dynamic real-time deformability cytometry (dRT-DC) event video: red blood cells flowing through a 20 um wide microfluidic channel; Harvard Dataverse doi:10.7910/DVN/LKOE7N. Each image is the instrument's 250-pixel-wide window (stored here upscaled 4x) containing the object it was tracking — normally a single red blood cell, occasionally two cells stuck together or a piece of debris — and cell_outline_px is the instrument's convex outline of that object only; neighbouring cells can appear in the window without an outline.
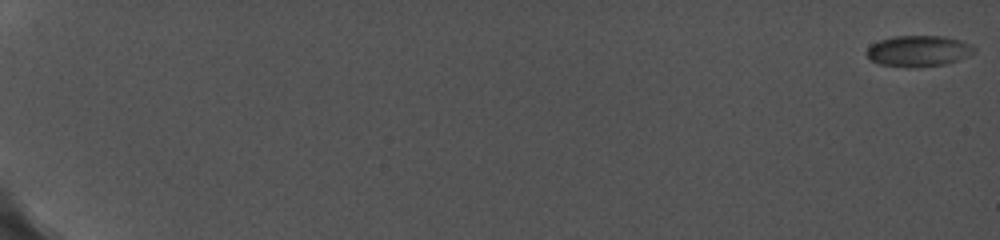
{"species": "common noctule bat (a hibernating species)", "species_latin": "Nyctalus noctula", "temperature_condition": "cold", "stored_images_in_passage": 20, "camera_frame_rate_fps": 5000, "um_per_image_px": 0.085, "animal": {"sex": "female", "body_mass_g": 19.0, "forearm_length_mm": 56.7}, "frame": {"image": 1, "passage_image": 1, "time_ms": 0.0, "image_size_px": [1000, 240], "cell_outline_px": [[976, 52], [960, 60], [944, 64], [880, 64], [868, 60], [864, 52], [872, 44], [880, 40], [892, 36], [944, 36], [960, 40], [972, 44], [976, 48]], "centroid_in_image_um": [78.1, 4.28], "position_along_channel_um": 6.9, "area_um2": 18.84}}
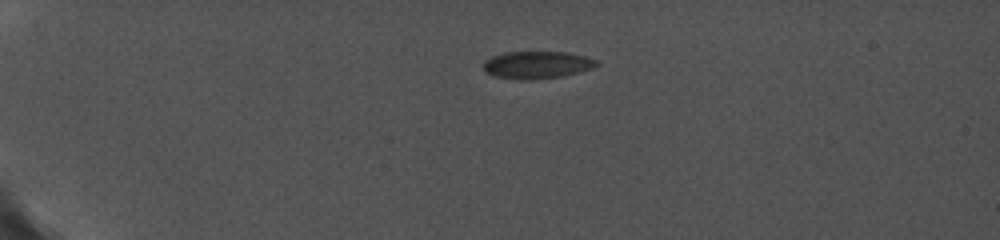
{"frame": {"image": 2, "passage_image": 14, "time_ms": 5.2, "image_size_px": [1000, 240], "cell_outline_px": [[600, 64], [592, 68], [560, 76], [496, 76], [484, 72], [480, 64], [484, 60], [492, 56], [504, 52], [568, 52], [600, 60]], "centroid_in_image_um": [45.65, 5.44], "position_along_channel_um": 39.4, "area_um2": 17.17}}
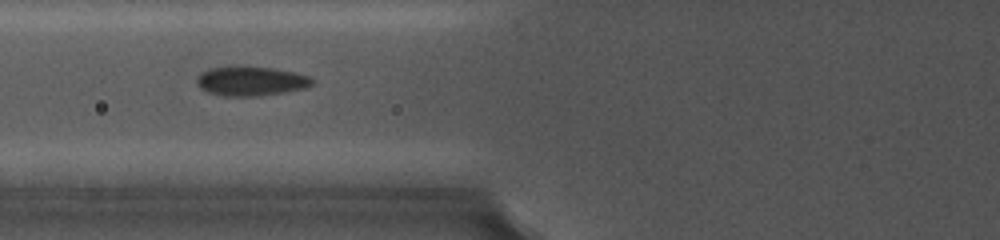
{"frame": {"image": 3, "passage_image": 19, "time_ms": 8.8, "image_size_px": [1000, 240], "cell_outline_px": [[316, 80], [312, 84], [304, 88], [284, 92], [256, 96], [224, 96], [208, 92], [200, 88], [196, 84], [196, 76], [212, 68], [240, 64], [244, 64], [272, 68], [312, 76]], "centroid_in_image_um": [21.32, 6.86], "position_along_channel_um": 104.5, "area_um2": 20.17}}